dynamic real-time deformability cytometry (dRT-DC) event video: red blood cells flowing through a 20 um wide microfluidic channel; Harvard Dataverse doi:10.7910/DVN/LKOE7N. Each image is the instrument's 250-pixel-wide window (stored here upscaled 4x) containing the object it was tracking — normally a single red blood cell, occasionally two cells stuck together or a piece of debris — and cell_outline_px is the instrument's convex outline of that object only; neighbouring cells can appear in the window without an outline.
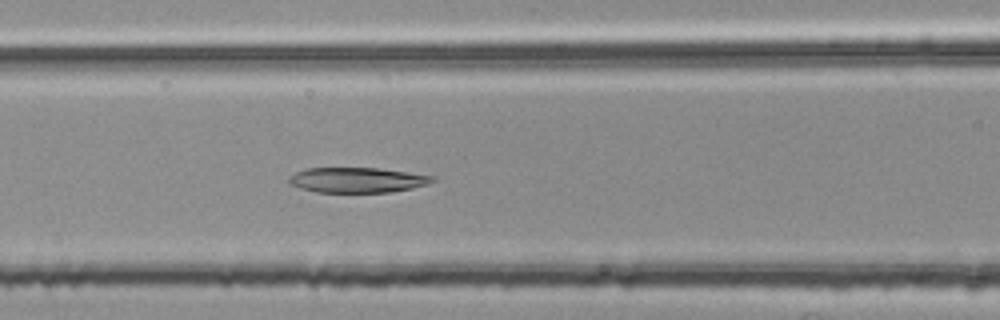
{"species": "common noctule bat (a hibernating species)", "species_latin": "Nyctalus noctula", "temperature_condition": "room temperature", "stored_images_in_passage": 41, "camera_frame_rate_fps": 3000, "um_per_image_px": 0.085, "animal": {"sex": "female", "body_mass_g": 25.1}, "frame": {"image": 1, "passage_image": 11, "time_ms": 3.333, "image_size_px": [1000, 320], "cell_outline_px": [[436, 180], [428, 184], [412, 188], [392, 192], [316, 192], [300, 188], [292, 184], [288, 180], [296, 172], [308, 168], [376, 168], [436, 176]], "centroid_in_image_um": [30.41, 15.3], "position_along_channel_um": 136.2, "area_um2": 20.87}}
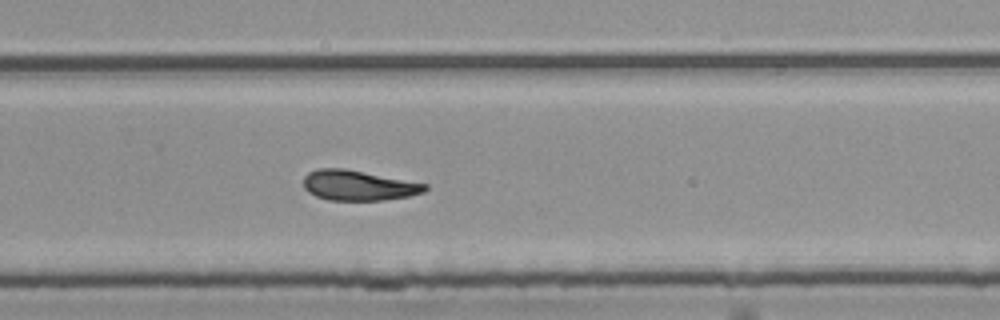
{"frame": {"image": 2, "passage_image": 24, "time_ms": 7.667, "image_size_px": [1000, 320], "cell_outline_px": [[428, 188], [424, 192], [408, 196], [384, 200], [328, 200], [316, 196], [308, 192], [304, 188], [304, 176], [308, 172], [316, 168], [344, 168], [428, 184]], "centroid_in_image_um": [30.44, 15.75], "position_along_channel_um": 299.4, "area_um2": 21.39}}
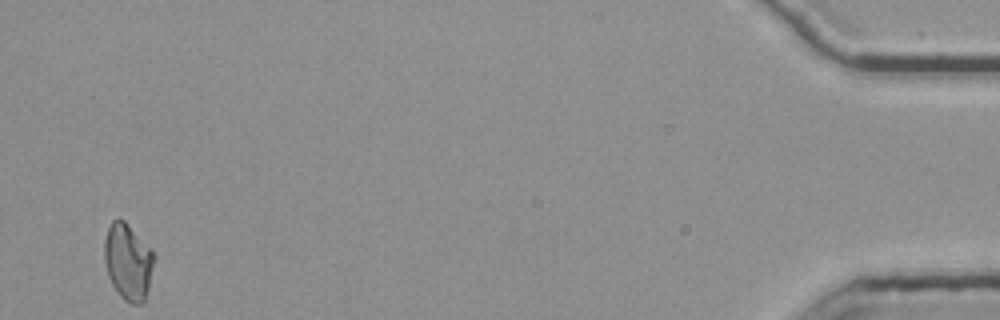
{"frame": {"image": 3, "passage_image": 41, "time_ms": 13.333, "image_size_px": [1000, 320], "cell_outline_px": [[156, 256], [144, 304], [128, 304], [120, 296], [112, 284], [108, 276], [104, 260], [104, 240], [108, 228], [112, 220], [124, 220], [152, 248]], "centroid_in_image_um": [10.9, 22.26], "position_along_channel_um": 424.3, "area_um2": 22.43}}